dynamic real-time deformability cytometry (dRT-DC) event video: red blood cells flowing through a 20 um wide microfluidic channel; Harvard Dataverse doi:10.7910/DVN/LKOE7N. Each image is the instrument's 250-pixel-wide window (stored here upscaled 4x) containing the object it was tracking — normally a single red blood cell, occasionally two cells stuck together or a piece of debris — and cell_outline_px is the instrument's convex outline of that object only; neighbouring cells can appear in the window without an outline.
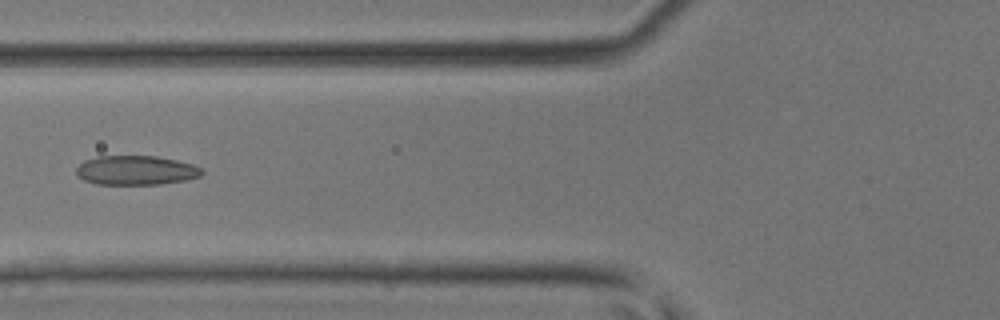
{"species": "common noctule bat (a hibernating species)", "species_latin": "Nyctalus noctula", "temperature_condition": "room temperature", "stored_images_in_passage": 47, "camera_frame_rate_fps": 3000, "um_per_image_px": 0.085, "animal": {"sex": "male", "body_mass_g": 17.9, "forearm_length_mm": 54.2}, "frame": {"image": 1, "passage_image": 19, "time_ms": 6.0, "image_size_px": [1000, 320], "cell_outline_px": [[204, 172], [200, 176], [184, 180], [160, 184], [96, 184], [84, 180], [76, 176], [76, 168], [84, 160], [96, 156], [156, 156], [176, 160], [192, 164], [200, 168]], "centroid_in_image_um": [11.51, 14.47], "position_along_channel_um": 114.3, "area_um2": 21.44}}
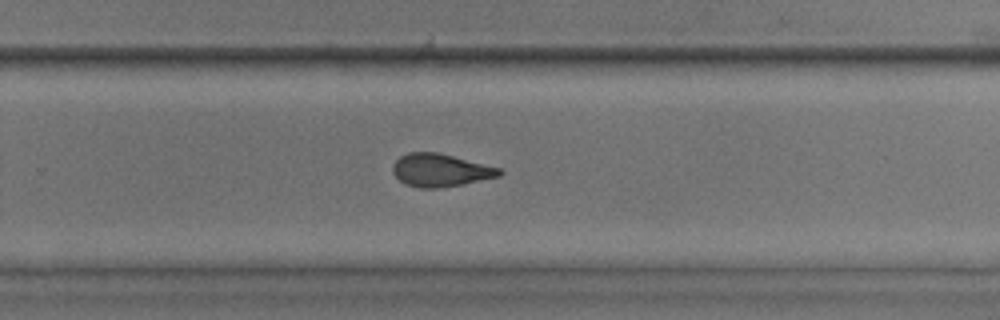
{"frame": {"image": 2, "passage_image": 31, "time_ms": 10.0, "image_size_px": [1000, 320], "cell_outline_px": [[504, 172], [500, 176], [464, 184], [436, 188], [420, 188], [404, 184], [392, 172], [392, 164], [400, 156], [408, 152], [436, 152], [500, 168]], "centroid_in_image_um": [37.41, 14.47], "position_along_channel_um": 292.4, "area_um2": 20.35}}
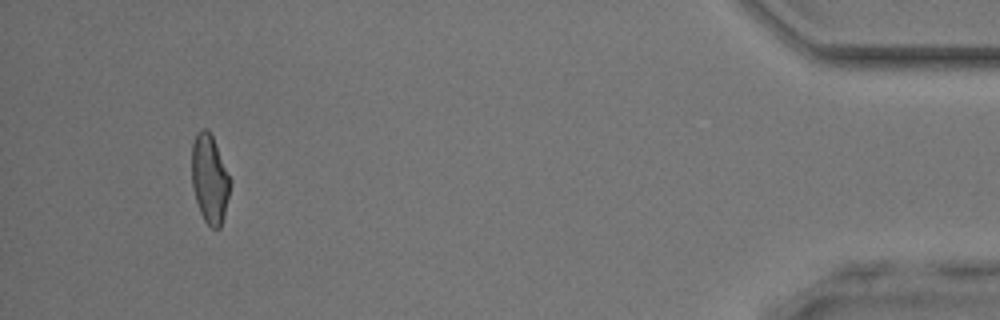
{"frame": {"image": 3, "passage_image": 44, "time_ms": 14.333, "image_size_px": [1000, 320], "cell_outline_px": [[232, 180], [224, 216], [220, 228], [212, 228], [204, 220], [200, 212], [192, 188], [192, 144], [196, 136], [204, 128], [208, 128], [212, 136]], "centroid_in_image_um": [17.83, 15.23], "position_along_channel_um": 417.4, "area_um2": 19.77}}